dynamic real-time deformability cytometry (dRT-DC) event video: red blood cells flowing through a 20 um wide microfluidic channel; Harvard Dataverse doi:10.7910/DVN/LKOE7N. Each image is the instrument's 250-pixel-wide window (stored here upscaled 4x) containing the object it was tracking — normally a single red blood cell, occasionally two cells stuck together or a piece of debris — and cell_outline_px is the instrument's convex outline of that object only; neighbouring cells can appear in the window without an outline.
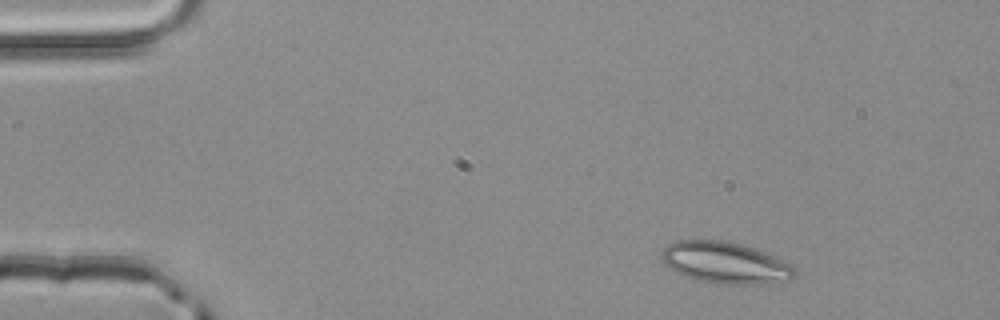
{"species": "common noctule bat (a hibernating species)", "species_latin": "Nyctalus noctula", "temperature_condition": "room temperature", "stored_images_in_passage": 3, "camera_frame_rate_fps": 3000, "um_per_image_px": 0.085, "animal": {"sex": "male", "body_mass_g": 20.4}, "frame": {"image": 1, "passage_image": 1, "time_ms": 0.0, "image_size_px": [1000, 320], "cell_outline_px": [[796, 276], [788, 280], [768, 284], [716, 284], [692, 280], [684, 276], [664, 264], [660, 260], [660, 256], [664, 248], [668, 244], [676, 240], [724, 240], [756, 248], [788, 264], [796, 272]], "centroid_in_image_um": [61.59, 22.34], "position_along_channel_um": 23.4, "area_um2": 32.37}}
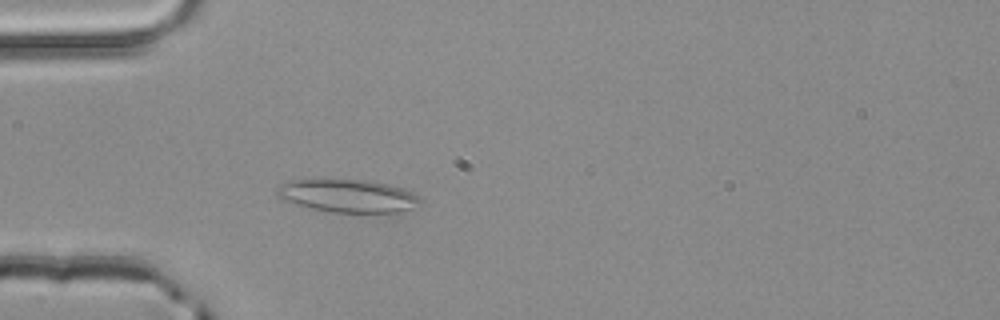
{"frame": {"image": 2, "passage_image": 3, "time_ms": 0.667, "image_size_px": [1000, 320], "cell_outline_px": [[420, 208], [396, 212], [332, 212], [292, 204], [280, 200], [276, 196], [276, 188], [292, 180], [368, 180], [388, 184], [400, 188], [416, 196], [420, 200]], "centroid_in_image_um": [29.54, 16.66], "position_along_channel_um": 55.5, "area_um2": 27.34}}